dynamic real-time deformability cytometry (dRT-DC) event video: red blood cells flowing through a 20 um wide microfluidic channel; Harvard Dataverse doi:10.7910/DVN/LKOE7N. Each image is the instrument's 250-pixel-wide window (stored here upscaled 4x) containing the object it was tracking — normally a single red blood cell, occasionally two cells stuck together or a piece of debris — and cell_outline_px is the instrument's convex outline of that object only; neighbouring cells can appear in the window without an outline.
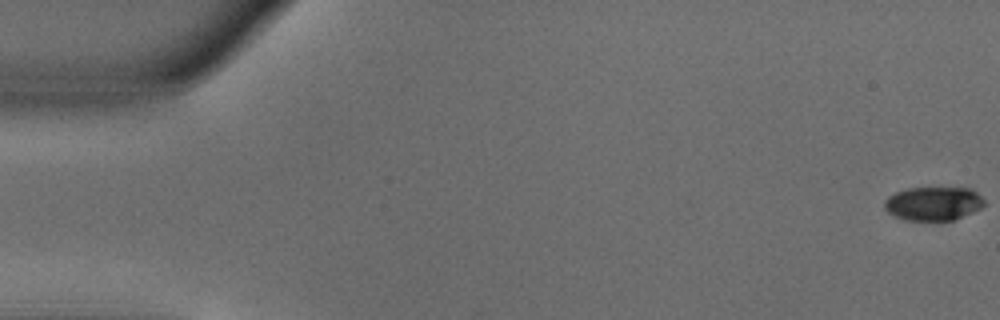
{"species": "common noctule bat (a hibernating species)", "species_latin": "Nyctalus noctula", "temperature_condition": "warm", "stored_images_in_passage": 53, "camera_frame_rate_fps": 3000, "um_per_image_px": 0.085, "animal": {"sex": "male", "body_mass_g": 18.8}, "frame": {"image": 1, "passage_image": 1, "time_ms": 0.0, "image_size_px": [1000, 320], "cell_outline_px": [[984, 204], [980, 208], [972, 212], [952, 220], [904, 220], [888, 212], [884, 208], [884, 200], [888, 196], [896, 192], [908, 188], [972, 188], [984, 200]], "centroid_in_image_um": [79.31, 17.29], "position_along_channel_um": 5.7, "area_um2": 19.48}}
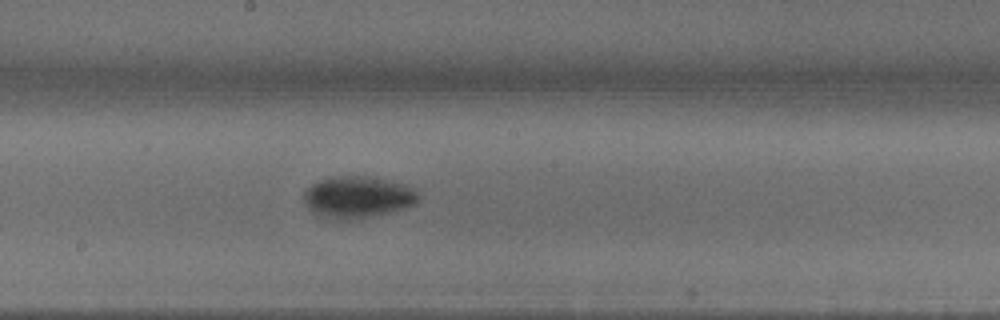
{"frame": {"image": 2, "passage_image": 29, "time_ms": 9.333, "image_size_px": [1000, 320], "cell_outline_px": [[420, 196], [416, 204], [404, 208], [372, 216], [348, 220], [332, 220], [308, 208], [304, 200], [304, 192], [312, 184], [320, 180], [332, 176], [368, 176], [412, 184], [416, 188]], "centroid_in_image_um": [30.48, 16.73], "position_along_channel_um": 217.7, "area_um2": 28.15}}
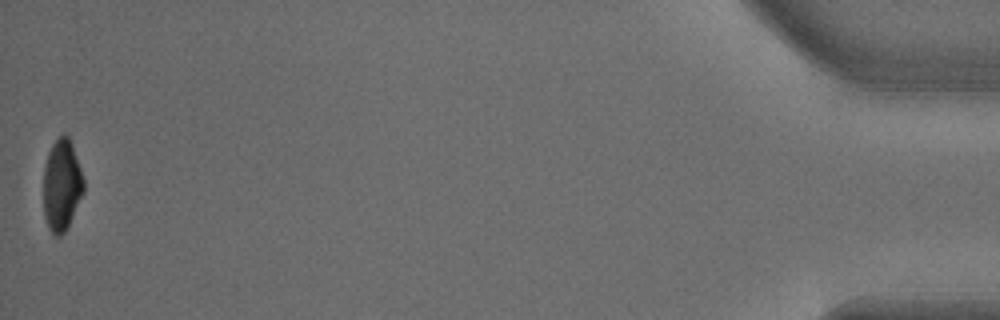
{"frame": {"image": 3, "passage_image": 53, "time_ms": 17.333, "image_size_px": [1000, 320], "cell_outline_px": [[84, 192], [68, 228], [60, 236], [52, 236], [48, 228], [44, 216], [44, 164], [48, 152], [52, 144], [64, 132], [68, 136], [72, 144], [84, 180]], "centroid_in_image_um": [5.25, 15.77], "position_along_channel_um": 430.0, "area_um2": 21.68}, "authors_computed_cell_mechanics": {"area_um2": 23.8136, "velocity_mm_per_s": 3.8579, "shape_relaxation_time_tau1_ms": 2.3468, "shape_relaxation_time_tau2_ms": null, "deformation_change_tau1": 0.1456, "deformation_change_tau2": null}}